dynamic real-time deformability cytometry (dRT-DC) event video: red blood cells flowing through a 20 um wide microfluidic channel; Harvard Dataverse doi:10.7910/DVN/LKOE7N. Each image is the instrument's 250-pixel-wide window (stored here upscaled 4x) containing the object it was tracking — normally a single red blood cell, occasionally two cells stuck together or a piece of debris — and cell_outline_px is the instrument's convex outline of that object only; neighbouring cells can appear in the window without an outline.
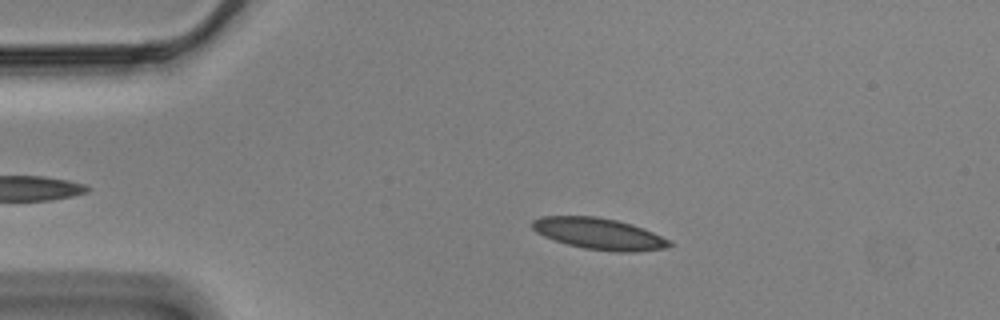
{"species": "Egyptian fruit bat (a non-hibernating species)", "species_latin": "Rousettus aegyptiacus", "temperature_condition": "cold", "stored_images_in_passage": 50, "camera_frame_rate_fps": 3000, "um_per_image_px": 0.085, "animal": {"sex": "male"}, "frame": {"image": 1, "passage_image": 11, "time_ms": 3.333, "image_size_px": [1000, 320], "cell_outline_px": [[672, 244], [668, 248], [636, 252], [612, 252], [584, 248], [568, 244], [544, 236], [536, 232], [532, 228], [532, 220], [540, 216], [596, 216], [616, 220], [632, 224], [652, 232], [668, 240]], "centroid_in_image_um": [50.91, 19.87], "position_along_channel_um": 34.1, "area_um2": 25.03}}
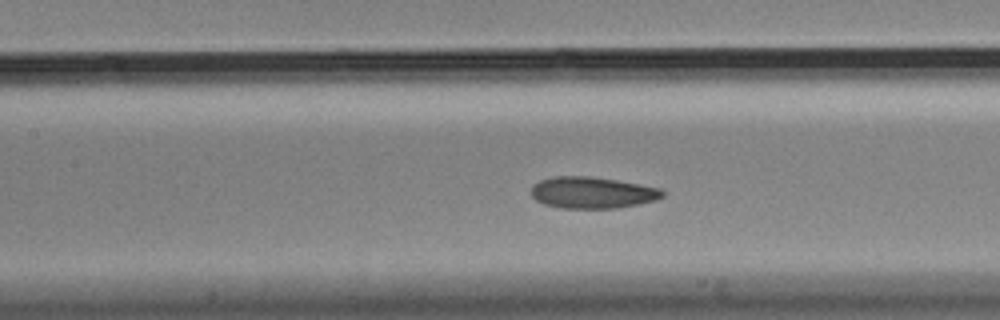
{"frame": {"image": 2, "passage_image": 25, "time_ms": 8.0, "image_size_px": [1000, 320], "cell_outline_px": [[664, 196], [656, 200], [616, 208], [560, 208], [544, 204], [536, 200], [532, 196], [532, 184], [540, 180], [552, 176], [592, 176], [640, 184], [660, 188], [664, 192]], "centroid_in_image_um": [50.32, 16.36], "position_along_channel_um": 157.1, "area_um2": 24.16}}
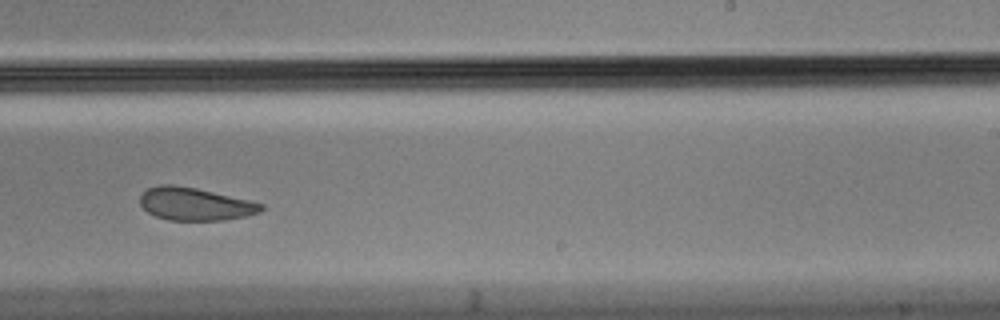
{"frame": {"image": 3, "passage_image": 35, "time_ms": 11.333, "image_size_px": [1000, 320], "cell_outline_px": [[264, 208], [260, 212], [244, 216], [224, 220], [168, 220], [156, 216], [148, 212], [140, 204], [140, 196], [148, 188], [160, 184], [172, 184], [196, 188], [248, 200], [264, 204]], "centroid_in_image_um": [16.56, 17.34], "position_along_channel_um": 272.4, "area_um2": 22.95}, "authors_computed_cell_mechanics": {"area_um2": 24.3627, "velocity_mm_per_s": 3.4686, "shape_relaxation_time_tau1_ms": 6.9221, "shape_relaxation_time_tau2_ms": 2.7851, "deformation_change_tau1": 0.1303, "deformation_change_tau2": 0.0903}}